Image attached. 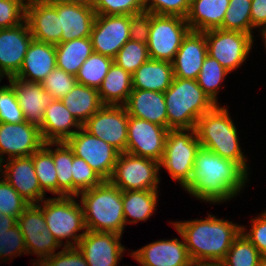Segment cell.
Listing matches in <instances>:
<instances>
[{"mask_svg":"<svg viewBox=\"0 0 266 266\" xmlns=\"http://www.w3.org/2000/svg\"><path fill=\"white\" fill-rule=\"evenodd\" d=\"M204 33L208 55L230 73L241 67L252 51L253 35L222 29H212Z\"/></svg>","mask_w":266,"mask_h":266,"instance_id":"10","label":"cell"},{"mask_svg":"<svg viewBox=\"0 0 266 266\" xmlns=\"http://www.w3.org/2000/svg\"><path fill=\"white\" fill-rule=\"evenodd\" d=\"M121 238L116 233L87 230L76 247L88 266H117L126 249Z\"/></svg>","mask_w":266,"mask_h":266,"instance_id":"18","label":"cell"},{"mask_svg":"<svg viewBox=\"0 0 266 266\" xmlns=\"http://www.w3.org/2000/svg\"><path fill=\"white\" fill-rule=\"evenodd\" d=\"M173 79L171 62L149 58L132 74V88L165 92Z\"/></svg>","mask_w":266,"mask_h":266,"instance_id":"29","label":"cell"},{"mask_svg":"<svg viewBox=\"0 0 266 266\" xmlns=\"http://www.w3.org/2000/svg\"><path fill=\"white\" fill-rule=\"evenodd\" d=\"M200 147L195 129L169 130L160 168L164 167L183 188L191 179Z\"/></svg>","mask_w":266,"mask_h":266,"instance_id":"7","label":"cell"},{"mask_svg":"<svg viewBox=\"0 0 266 266\" xmlns=\"http://www.w3.org/2000/svg\"><path fill=\"white\" fill-rule=\"evenodd\" d=\"M17 224L24 236L27 253L39 257L33 262L34 266L56 253V249L62 248L48 230L42 208L38 204H30L18 217Z\"/></svg>","mask_w":266,"mask_h":266,"instance_id":"11","label":"cell"},{"mask_svg":"<svg viewBox=\"0 0 266 266\" xmlns=\"http://www.w3.org/2000/svg\"><path fill=\"white\" fill-rule=\"evenodd\" d=\"M103 181V178L84 159L74 155L72 163V196L77 197L80 192L92 189Z\"/></svg>","mask_w":266,"mask_h":266,"instance_id":"41","label":"cell"},{"mask_svg":"<svg viewBox=\"0 0 266 266\" xmlns=\"http://www.w3.org/2000/svg\"><path fill=\"white\" fill-rule=\"evenodd\" d=\"M66 143L74 155L84 159L103 180H109L120 152L102 139L91 135L83 127Z\"/></svg>","mask_w":266,"mask_h":266,"instance_id":"13","label":"cell"},{"mask_svg":"<svg viewBox=\"0 0 266 266\" xmlns=\"http://www.w3.org/2000/svg\"><path fill=\"white\" fill-rule=\"evenodd\" d=\"M48 1L56 8L60 18L61 42L90 36L96 18L93 7Z\"/></svg>","mask_w":266,"mask_h":266,"instance_id":"24","label":"cell"},{"mask_svg":"<svg viewBox=\"0 0 266 266\" xmlns=\"http://www.w3.org/2000/svg\"><path fill=\"white\" fill-rule=\"evenodd\" d=\"M96 15H132L144 10V0H96Z\"/></svg>","mask_w":266,"mask_h":266,"instance_id":"45","label":"cell"},{"mask_svg":"<svg viewBox=\"0 0 266 266\" xmlns=\"http://www.w3.org/2000/svg\"><path fill=\"white\" fill-rule=\"evenodd\" d=\"M123 106L129 116L147 120L168 129L164 92L133 89Z\"/></svg>","mask_w":266,"mask_h":266,"instance_id":"27","label":"cell"},{"mask_svg":"<svg viewBox=\"0 0 266 266\" xmlns=\"http://www.w3.org/2000/svg\"><path fill=\"white\" fill-rule=\"evenodd\" d=\"M41 202L38 205L42 208L47 228L54 238L61 246L76 247L87 232L80 201L78 203L76 196H58ZM65 239L66 243L62 245Z\"/></svg>","mask_w":266,"mask_h":266,"instance_id":"6","label":"cell"},{"mask_svg":"<svg viewBox=\"0 0 266 266\" xmlns=\"http://www.w3.org/2000/svg\"><path fill=\"white\" fill-rule=\"evenodd\" d=\"M130 15H96L90 38L95 53L115 58L130 39Z\"/></svg>","mask_w":266,"mask_h":266,"instance_id":"15","label":"cell"},{"mask_svg":"<svg viewBox=\"0 0 266 266\" xmlns=\"http://www.w3.org/2000/svg\"><path fill=\"white\" fill-rule=\"evenodd\" d=\"M60 100L81 125L104 105L98 89L78 83Z\"/></svg>","mask_w":266,"mask_h":266,"instance_id":"31","label":"cell"},{"mask_svg":"<svg viewBox=\"0 0 266 266\" xmlns=\"http://www.w3.org/2000/svg\"><path fill=\"white\" fill-rule=\"evenodd\" d=\"M158 192V190H132L122 192L125 225L127 223L135 224L138 221L145 222L148 220L157 209Z\"/></svg>","mask_w":266,"mask_h":266,"instance_id":"32","label":"cell"},{"mask_svg":"<svg viewBox=\"0 0 266 266\" xmlns=\"http://www.w3.org/2000/svg\"><path fill=\"white\" fill-rule=\"evenodd\" d=\"M27 254L24 236L16 223L12 228L0 234V259L10 260L16 255ZM11 256V257H10ZM5 257V258H4Z\"/></svg>","mask_w":266,"mask_h":266,"instance_id":"46","label":"cell"},{"mask_svg":"<svg viewBox=\"0 0 266 266\" xmlns=\"http://www.w3.org/2000/svg\"><path fill=\"white\" fill-rule=\"evenodd\" d=\"M219 29L253 35L251 0H230L222 26Z\"/></svg>","mask_w":266,"mask_h":266,"instance_id":"39","label":"cell"},{"mask_svg":"<svg viewBox=\"0 0 266 266\" xmlns=\"http://www.w3.org/2000/svg\"><path fill=\"white\" fill-rule=\"evenodd\" d=\"M55 1L62 2L65 4H75V5L94 7L96 0H55Z\"/></svg>","mask_w":266,"mask_h":266,"instance_id":"54","label":"cell"},{"mask_svg":"<svg viewBox=\"0 0 266 266\" xmlns=\"http://www.w3.org/2000/svg\"><path fill=\"white\" fill-rule=\"evenodd\" d=\"M251 221V229L246 230L241 226V233L257 248L259 253L266 258V211ZM246 231V232H244Z\"/></svg>","mask_w":266,"mask_h":266,"instance_id":"49","label":"cell"},{"mask_svg":"<svg viewBox=\"0 0 266 266\" xmlns=\"http://www.w3.org/2000/svg\"><path fill=\"white\" fill-rule=\"evenodd\" d=\"M23 1L27 3V2L35 1V0H23Z\"/></svg>","mask_w":266,"mask_h":266,"instance_id":"58","label":"cell"},{"mask_svg":"<svg viewBox=\"0 0 266 266\" xmlns=\"http://www.w3.org/2000/svg\"><path fill=\"white\" fill-rule=\"evenodd\" d=\"M17 223V219L13 216L0 213V234L6 232Z\"/></svg>","mask_w":266,"mask_h":266,"instance_id":"53","label":"cell"},{"mask_svg":"<svg viewBox=\"0 0 266 266\" xmlns=\"http://www.w3.org/2000/svg\"><path fill=\"white\" fill-rule=\"evenodd\" d=\"M32 40L25 20L17 26L0 29V80L19 72Z\"/></svg>","mask_w":266,"mask_h":266,"instance_id":"17","label":"cell"},{"mask_svg":"<svg viewBox=\"0 0 266 266\" xmlns=\"http://www.w3.org/2000/svg\"><path fill=\"white\" fill-rule=\"evenodd\" d=\"M148 59L147 44L129 39L117 53L114 62L132 75Z\"/></svg>","mask_w":266,"mask_h":266,"instance_id":"40","label":"cell"},{"mask_svg":"<svg viewBox=\"0 0 266 266\" xmlns=\"http://www.w3.org/2000/svg\"><path fill=\"white\" fill-rule=\"evenodd\" d=\"M169 129L129 116L126 153L161 161Z\"/></svg>","mask_w":266,"mask_h":266,"instance_id":"14","label":"cell"},{"mask_svg":"<svg viewBox=\"0 0 266 266\" xmlns=\"http://www.w3.org/2000/svg\"><path fill=\"white\" fill-rule=\"evenodd\" d=\"M168 129H195L197 120L216 104L203 92L197 80L174 77L164 92Z\"/></svg>","mask_w":266,"mask_h":266,"instance_id":"5","label":"cell"},{"mask_svg":"<svg viewBox=\"0 0 266 266\" xmlns=\"http://www.w3.org/2000/svg\"><path fill=\"white\" fill-rule=\"evenodd\" d=\"M182 240L178 238L163 239L149 243L132 251L130 257L141 266H195L191 261L183 236L176 229Z\"/></svg>","mask_w":266,"mask_h":266,"instance_id":"20","label":"cell"},{"mask_svg":"<svg viewBox=\"0 0 266 266\" xmlns=\"http://www.w3.org/2000/svg\"><path fill=\"white\" fill-rule=\"evenodd\" d=\"M43 89L54 99L65 97L77 84L76 76L57 67L41 82Z\"/></svg>","mask_w":266,"mask_h":266,"instance_id":"44","label":"cell"},{"mask_svg":"<svg viewBox=\"0 0 266 266\" xmlns=\"http://www.w3.org/2000/svg\"><path fill=\"white\" fill-rule=\"evenodd\" d=\"M227 109L219 104L215 105L197 120L195 131L198 141L201 147L238 163L249 173L247 158L239 144L237 128Z\"/></svg>","mask_w":266,"mask_h":266,"instance_id":"3","label":"cell"},{"mask_svg":"<svg viewBox=\"0 0 266 266\" xmlns=\"http://www.w3.org/2000/svg\"><path fill=\"white\" fill-rule=\"evenodd\" d=\"M132 75L115 62L98 88L104 105H124L132 92Z\"/></svg>","mask_w":266,"mask_h":266,"instance_id":"30","label":"cell"},{"mask_svg":"<svg viewBox=\"0 0 266 266\" xmlns=\"http://www.w3.org/2000/svg\"><path fill=\"white\" fill-rule=\"evenodd\" d=\"M207 55L205 33L190 30L171 62L174 77L196 80Z\"/></svg>","mask_w":266,"mask_h":266,"instance_id":"22","label":"cell"},{"mask_svg":"<svg viewBox=\"0 0 266 266\" xmlns=\"http://www.w3.org/2000/svg\"><path fill=\"white\" fill-rule=\"evenodd\" d=\"M0 174L29 204H39L46 199L38 183L32 155L5 159L0 163Z\"/></svg>","mask_w":266,"mask_h":266,"instance_id":"19","label":"cell"},{"mask_svg":"<svg viewBox=\"0 0 266 266\" xmlns=\"http://www.w3.org/2000/svg\"><path fill=\"white\" fill-rule=\"evenodd\" d=\"M189 31L185 18L153 14L147 41L149 58L172 62Z\"/></svg>","mask_w":266,"mask_h":266,"instance_id":"9","label":"cell"},{"mask_svg":"<svg viewBox=\"0 0 266 266\" xmlns=\"http://www.w3.org/2000/svg\"><path fill=\"white\" fill-rule=\"evenodd\" d=\"M196 266H222L221 264H201Z\"/></svg>","mask_w":266,"mask_h":266,"instance_id":"56","label":"cell"},{"mask_svg":"<svg viewBox=\"0 0 266 266\" xmlns=\"http://www.w3.org/2000/svg\"><path fill=\"white\" fill-rule=\"evenodd\" d=\"M129 115L122 105H103L82 127L120 153L126 151Z\"/></svg>","mask_w":266,"mask_h":266,"instance_id":"12","label":"cell"},{"mask_svg":"<svg viewBox=\"0 0 266 266\" xmlns=\"http://www.w3.org/2000/svg\"><path fill=\"white\" fill-rule=\"evenodd\" d=\"M260 34L262 35L264 44H265V49H266V26L263 29H260Z\"/></svg>","mask_w":266,"mask_h":266,"instance_id":"55","label":"cell"},{"mask_svg":"<svg viewBox=\"0 0 266 266\" xmlns=\"http://www.w3.org/2000/svg\"><path fill=\"white\" fill-rule=\"evenodd\" d=\"M230 74L216 59L206 56L199 75L197 77V83L202 88L203 92L216 104L218 91L221 83L225 77Z\"/></svg>","mask_w":266,"mask_h":266,"instance_id":"37","label":"cell"},{"mask_svg":"<svg viewBox=\"0 0 266 266\" xmlns=\"http://www.w3.org/2000/svg\"><path fill=\"white\" fill-rule=\"evenodd\" d=\"M113 62V58L93 52L79 69L77 83L98 89Z\"/></svg>","mask_w":266,"mask_h":266,"instance_id":"36","label":"cell"},{"mask_svg":"<svg viewBox=\"0 0 266 266\" xmlns=\"http://www.w3.org/2000/svg\"><path fill=\"white\" fill-rule=\"evenodd\" d=\"M230 0H191L186 21L191 31L219 29Z\"/></svg>","mask_w":266,"mask_h":266,"instance_id":"28","label":"cell"},{"mask_svg":"<svg viewBox=\"0 0 266 266\" xmlns=\"http://www.w3.org/2000/svg\"><path fill=\"white\" fill-rule=\"evenodd\" d=\"M191 0H144V10L157 15L186 18Z\"/></svg>","mask_w":266,"mask_h":266,"instance_id":"47","label":"cell"},{"mask_svg":"<svg viewBox=\"0 0 266 266\" xmlns=\"http://www.w3.org/2000/svg\"><path fill=\"white\" fill-rule=\"evenodd\" d=\"M183 236L193 264H220L226 257L241 226L208 214L206 219L170 222Z\"/></svg>","mask_w":266,"mask_h":266,"instance_id":"2","label":"cell"},{"mask_svg":"<svg viewBox=\"0 0 266 266\" xmlns=\"http://www.w3.org/2000/svg\"><path fill=\"white\" fill-rule=\"evenodd\" d=\"M44 141L40 128L26 121L0 123V163L5 159L31 156L39 150Z\"/></svg>","mask_w":266,"mask_h":266,"instance_id":"16","label":"cell"},{"mask_svg":"<svg viewBox=\"0 0 266 266\" xmlns=\"http://www.w3.org/2000/svg\"><path fill=\"white\" fill-rule=\"evenodd\" d=\"M160 163L154 159L120 153L109 181L122 192L158 190Z\"/></svg>","mask_w":266,"mask_h":266,"instance_id":"8","label":"cell"},{"mask_svg":"<svg viewBox=\"0 0 266 266\" xmlns=\"http://www.w3.org/2000/svg\"><path fill=\"white\" fill-rule=\"evenodd\" d=\"M251 22L253 28L266 26V0H251Z\"/></svg>","mask_w":266,"mask_h":266,"instance_id":"52","label":"cell"},{"mask_svg":"<svg viewBox=\"0 0 266 266\" xmlns=\"http://www.w3.org/2000/svg\"><path fill=\"white\" fill-rule=\"evenodd\" d=\"M24 121V115L13 87L10 84H3L0 87V123L14 124Z\"/></svg>","mask_w":266,"mask_h":266,"instance_id":"42","label":"cell"},{"mask_svg":"<svg viewBox=\"0 0 266 266\" xmlns=\"http://www.w3.org/2000/svg\"><path fill=\"white\" fill-rule=\"evenodd\" d=\"M56 47V67L77 75L85 60L94 52L90 36L61 42Z\"/></svg>","mask_w":266,"mask_h":266,"instance_id":"33","label":"cell"},{"mask_svg":"<svg viewBox=\"0 0 266 266\" xmlns=\"http://www.w3.org/2000/svg\"><path fill=\"white\" fill-rule=\"evenodd\" d=\"M260 266H266V258H264L260 264Z\"/></svg>","mask_w":266,"mask_h":266,"instance_id":"57","label":"cell"},{"mask_svg":"<svg viewBox=\"0 0 266 266\" xmlns=\"http://www.w3.org/2000/svg\"><path fill=\"white\" fill-rule=\"evenodd\" d=\"M264 257L257 248L240 233L233 241L222 266H260Z\"/></svg>","mask_w":266,"mask_h":266,"instance_id":"38","label":"cell"},{"mask_svg":"<svg viewBox=\"0 0 266 266\" xmlns=\"http://www.w3.org/2000/svg\"><path fill=\"white\" fill-rule=\"evenodd\" d=\"M55 68V44L32 40L22 66L14 77L27 82L41 83Z\"/></svg>","mask_w":266,"mask_h":266,"instance_id":"25","label":"cell"},{"mask_svg":"<svg viewBox=\"0 0 266 266\" xmlns=\"http://www.w3.org/2000/svg\"><path fill=\"white\" fill-rule=\"evenodd\" d=\"M25 5L23 0H0V29L21 24L25 20Z\"/></svg>","mask_w":266,"mask_h":266,"instance_id":"48","label":"cell"},{"mask_svg":"<svg viewBox=\"0 0 266 266\" xmlns=\"http://www.w3.org/2000/svg\"><path fill=\"white\" fill-rule=\"evenodd\" d=\"M152 15L147 10L130 15V40L147 44Z\"/></svg>","mask_w":266,"mask_h":266,"instance_id":"51","label":"cell"},{"mask_svg":"<svg viewBox=\"0 0 266 266\" xmlns=\"http://www.w3.org/2000/svg\"><path fill=\"white\" fill-rule=\"evenodd\" d=\"M25 21L33 40L61 43L62 28L56 8L48 0H35L25 5Z\"/></svg>","mask_w":266,"mask_h":266,"instance_id":"21","label":"cell"},{"mask_svg":"<svg viewBox=\"0 0 266 266\" xmlns=\"http://www.w3.org/2000/svg\"><path fill=\"white\" fill-rule=\"evenodd\" d=\"M81 128L82 125L67 110L62 101L53 99L44 111L40 132L44 142H66Z\"/></svg>","mask_w":266,"mask_h":266,"instance_id":"26","label":"cell"},{"mask_svg":"<svg viewBox=\"0 0 266 266\" xmlns=\"http://www.w3.org/2000/svg\"><path fill=\"white\" fill-rule=\"evenodd\" d=\"M38 266H88L77 247H63L62 250L46 258Z\"/></svg>","mask_w":266,"mask_h":266,"instance_id":"50","label":"cell"},{"mask_svg":"<svg viewBox=\"0 0 266 266\" xmlns=\"http://www.w3.org/2000/svg\"><path fill=\"white\" fill-rule=\"evenodd\" d=\"M81 195V196H79ZM86 229L122 235L125 226L122 191L109 180L78 194Z\"/></svg>","mask_w":266,"mask_h":266,"instance_id":"4","label":"cell"},{"mask_svg":"<svg viewBox=\"0 0 266 266\" xmlns=\"http://www.w3.org/2000/svg\"><path fill=\"white\" fill-rule=\"evenodd\" d=\"M2 179V180H1ZM30 204L0 175V213L18 219Z\"/></svg>","mask_w":266,"mask_h":266,"instance_id":"43","label":"cell"},{"mask_svg":"<svg viewBox=\"0 0 266 266\" xmlns=\"http://www.w3.org/2000/svg\"><path fill=\"white\" fill-rule=\"evenodd\" d=\"M247 179L248 173L238 163L200 147L191 179L183 188L201 201L216 204L237 197Z\"/></svg>","mask_w":266,"mask_h":266,"instance_id":"1","label":"cell"},{"mask_svg":"<svg viewBox=\"0 0 266 266\" xmlns=\"http://www.w3.org/2000/svg\"><path fill=\"white\" fill-rule=\"evenodd\" d=\"M8 80L16 93L25 121L40 128L44 111L54 98L43 89L41 83L27 82L16 77Z\"/></svg>","mask_w":266,"mask_h":266,"instance_id":"23","label":"cell"},{"mask_svg":"<svg viewBox=\"0 0 266 266\" xmlns=\"http://www.w3.org/2000/svg\"><path fill=\"white\" fill-rule=\"evenodd\" d=\"M51 146L53 147V142H45L39 150L32 154V159L41 190L45 194L48 191L58 196V181Z\"/></svg>","mask_w":266,"mask_h":266,"instance_id":"34","label":"cell"},{"mask_svg":"<svg viewBox=\"0 0 266 266\" xmlns=\"http://www.w3.org/2000/svg\"><path fill=\"white\" fill-rule=\"evenodd\" d=\"M53 162L55 164L58 196H72V163L74 152L66 142H53Z\"/></svg>","mask_w":266,"mask_h":266,"instance_id":"35","label":"cell"}]
</instances>
